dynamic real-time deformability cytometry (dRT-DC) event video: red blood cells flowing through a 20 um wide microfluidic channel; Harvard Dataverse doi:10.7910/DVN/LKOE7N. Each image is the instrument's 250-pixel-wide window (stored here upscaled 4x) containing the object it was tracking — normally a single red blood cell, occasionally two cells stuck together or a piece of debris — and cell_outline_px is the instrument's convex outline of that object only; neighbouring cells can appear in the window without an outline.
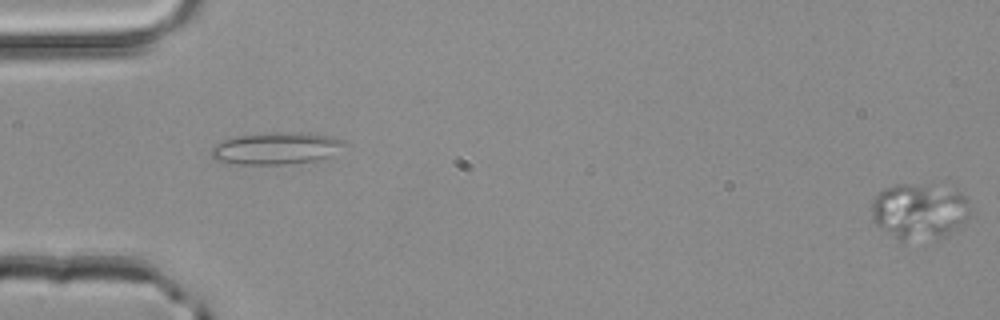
{"species": "common noctule bat (a hibernating species)", "species_latin": "Nyctalus noctula", "temperature_condition": "room temperature", "stored_images_in_passage": 4, "segment_of_instrument_passage": [2, 2], "camera_frame_rate_fps": 3000, "um_per_image_px": 0.085, "animal": {"sex": "male", "body_mass_g": 20.4}, "frame": {"image": 1, "passage_image": 4, "time_ms": 1.0, "image_size_px": [1000, 320], "cell_outline_px": [[968, 216], [964, 220], [948, 232], [936, 240], [904, 244], [900, 244], [880, 228], [872, 220], [872, 200], [884, 188], [896, 184], [956, 184], [968, 200]], "centroid_in_image_um": [78.13, 17.95], "position_along_channel_um": 6.9, "area_um2": 33.58}}